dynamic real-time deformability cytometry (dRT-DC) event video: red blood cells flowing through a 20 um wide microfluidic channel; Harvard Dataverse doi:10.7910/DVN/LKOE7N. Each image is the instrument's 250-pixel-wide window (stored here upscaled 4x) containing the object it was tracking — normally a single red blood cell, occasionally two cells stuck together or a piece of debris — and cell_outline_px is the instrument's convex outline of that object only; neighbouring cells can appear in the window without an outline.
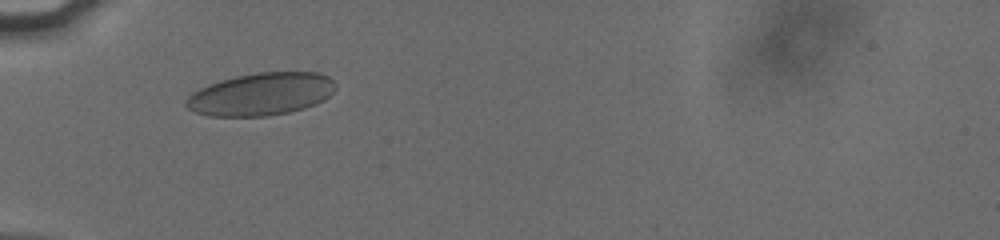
{"species": "human", "species_latin": "Homo sapiens", "temperature_condition": "cold", "stored_images_in_passage": 40, "camera_frame_rate_fps": 3000, "um_per_image_px": 0.085, "donor": {"sex": "male"}, "frame": {"image": 1, "passage_image": 4, "time_ms": 1.0, "image_size_px": [1000, 240], "cell_outline_px": [[336, 88], [324, 100], [304, 108], [288, 112], [264, 116], [208, 116], [196, 112], [188, 108], [184, 104], [188, 96], [200, 88], [208, 84], [220, 80], [236, 76], [256, 72], [320, 72], [328, 76], [336, 84]], "centroid_in_image_um": [22.19, 7.99], "position_along_channel_um": 62.8, "area_um2": 37.05}}
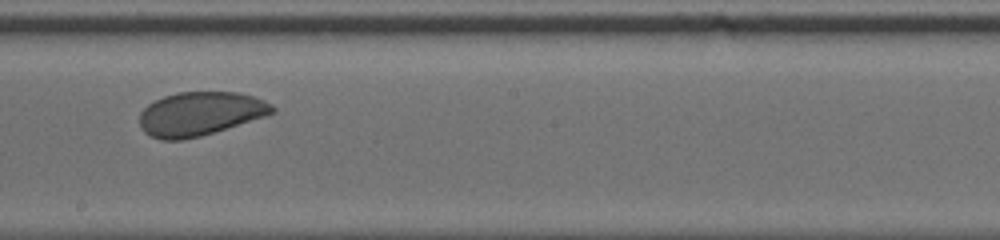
{"frame": {"image": 2, "passage_image": 18, "time_ms": 5.667, "image_size_px": [1000, 240], "cell_outline_px": [[276, 112], [264, 116], [200, 136], [184, 140], [160, 140], [144, 132], [140, 124], [140, 112], [148, 104], [164, 96], [176, 92], [240, 92], [264, 100], [272, 104], [276, 108]], "centroid_in_image_um": [17.0, 9.66], "position_along_channel_um": 231.2, "area_um2": 33.7}}
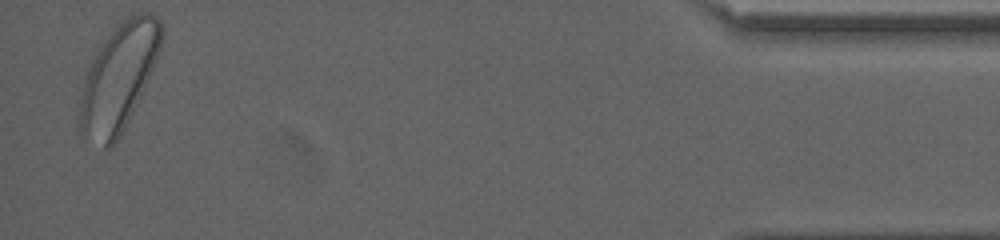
{"frame": {"image": 3, "passage_image": 39, "time_ms": 12.667, "image_size_px": [1000, 240], "cell_outline_px": [[164, 32], [160, 48], [156, 60], [144, 88], [120, 136], [112, 148], [104, 148], [84, 136], [80, 132], [76, 112], [84, 72], [96, 48], [120, 20], [132, 12], [152, 12], [160, 20]], "centroid_in_image_um": [10.03, 6.55], "position_along_channel_um": 425.2, "area_um2": 52.02}, "authors_computed_cell_mechanics": {"area_um2": 35.5181, "velocity_mm_per_s": 3.783, "shape_relaxation_time_tau1_ms": 3.1775, "shape_relaxation_time_tau2_ms": 1.3387, "deformation_change_tau1": 0.0565, "deformation_change_tau2": 0.0632}}